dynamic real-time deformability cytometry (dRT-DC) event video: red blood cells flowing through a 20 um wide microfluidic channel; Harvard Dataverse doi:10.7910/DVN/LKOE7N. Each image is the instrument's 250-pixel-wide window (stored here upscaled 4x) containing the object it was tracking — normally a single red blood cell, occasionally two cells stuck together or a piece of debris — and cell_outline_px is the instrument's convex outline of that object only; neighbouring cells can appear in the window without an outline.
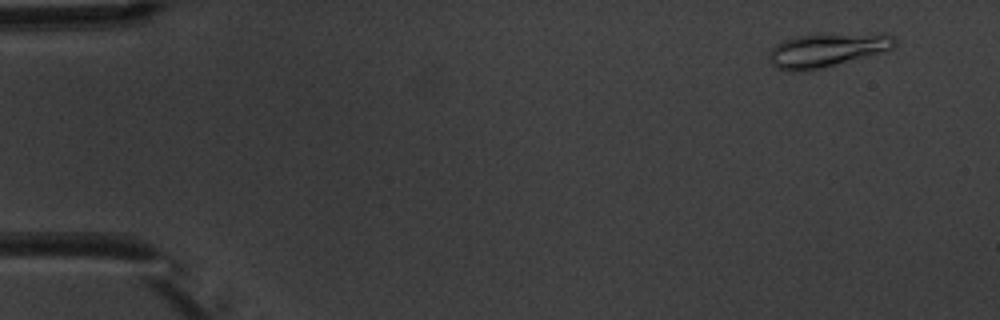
{"species": "common noctule bat (a hibernating species)", "species_latin": "Nyctalus noctula", "temperature_condition": "warm", "stored_images_in_passage": 8, "camera_frame_rate_fps": 3000, "um_per_image_px": 0.085, "animal": {"sex": "male", "body_mass_g": 20.1, "forearm_length_mm": 53.5}, "frame": {"image": 1, "passage_image": 1, "time_ms": 0.0, "image_size_px": [1000, 320], "cell_outline_px": [[896, 44], [892, 48], [884, 52], [804, 72], [796, 72], [776, 68], [768, 60], [768, 52], [776, 44], [784, 40], [796, 36], [880, 32], [892, 36], [896, 40]], "centroid_in_image_um": [70.29, 4.25], "position_along_channel_um": 14.7, "area_um2": 24.85}}
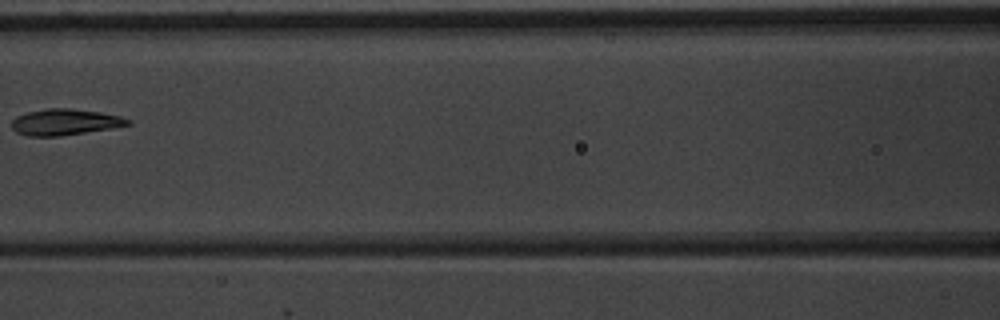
{"frame": {"image": 2, "passage_image": 7, "time_ms": 7.0, "image_size_px": [1000, 320], "cell_outline_px": [[132, 124], [60, 136], [28, 136], [16, 132], [12, 128], [12, 120], [16, 116], [28, 112], [48, 108], [72, 108], [100, 112], [120, 116], [132, 120]], "centroid_in_image_um": [5.5, 10.36], "position_along_channel_um": 161.1, "area_um2": 17.57}}
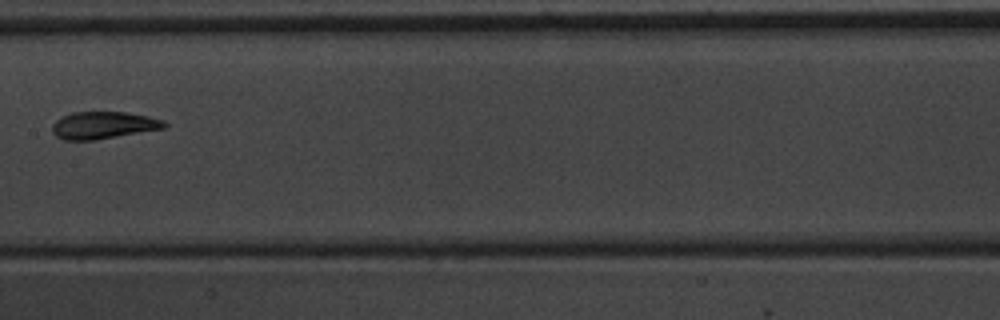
{"frame": {"image": 3, "passage_image": 8, "time_ms": 8.0, "image_size_px": [1000, 320], "cell_outline_px": [[168, 124], [164, 128], [92, 140], [64, 140], [56, 136], [52, 132], [52, 124], [56, 120], [72, 112], [124, 112], [148, 116], [164, 120]], "centroid_in_image_um": [8.76, 10.64], "position_along_channel_um": 198.6, "area_um2": 17.57}}